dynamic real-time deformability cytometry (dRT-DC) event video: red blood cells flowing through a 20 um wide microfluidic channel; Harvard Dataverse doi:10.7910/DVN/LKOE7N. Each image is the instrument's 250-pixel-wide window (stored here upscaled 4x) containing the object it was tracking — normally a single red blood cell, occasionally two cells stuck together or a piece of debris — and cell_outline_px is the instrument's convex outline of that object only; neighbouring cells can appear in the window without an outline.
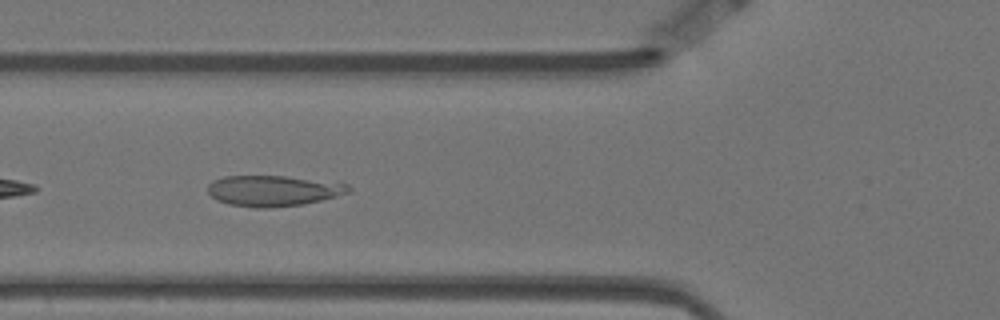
{"species": "Egyptian fruit bat (a non-hibernating species)", "species_latin": "Rousettus aegyptiacus", "temperature_condition": "warm", "stored_images_in_passage": 43, "camera_frame_rate_fps": 3000, "um_per_image_px": 0.085, "animal": {"sex": "female"}, "frame": {"image": 1, "passage_image": 6, "time_ms": 1.667, "image_size_px": [1000, 320], "cell_outline_px": [[352, 192], [304, 204], [264, 208], [256, 208], [228, 204], [216, 200], [208, 192], [208, 184], [212, 180], [224, 176], [284, 176], [348, 184], [352, 188]], "centroid_in_image_um": [23.2, 16.21], "position_along_channel_um": 102.6, "area_um2": 25.14}}
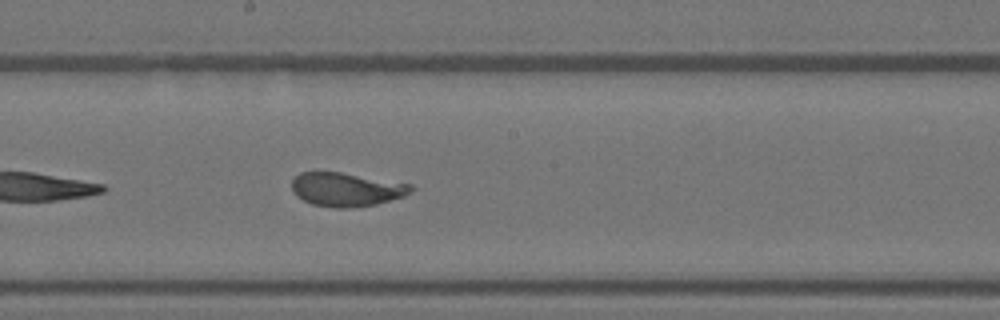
{"frame": {"image": 2, "passage_image": 16, "time_ms": 5.0, "image_size_px": [1000, 320], "cell_outline_px": [[416, 188], [412, 192], [404, 196], [376, 204], [356, 208], [336, 208], [312, 204], [296, 196], [292, 192], [292, 180], [300, 172], [340, 172], [412, 184]], "centroid_in_image_um": [29.46, 16.11], "position_along_channel_um": 218.7, "area_um2": 23.58}}
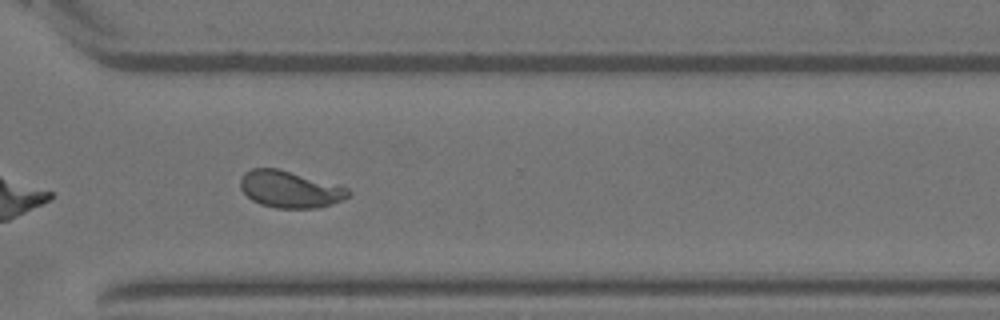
{"frame": {"image": 3, "passage_image": 27, "time_ms": 8.667, "image_size_px": [1000, 320], "cell_outline_px": [[352, 192], [344, 200], [332, 204], [316, 208], [276, 208], [260, 204], [252, 200], [240, 188], [240, 180], [244, 172], [252, 168], [276, 168], [340, 184], [348, 188]], "centroid_in_image_um": [24.68, 16.09], "position_along_channel_um": 345.9, "area_um2": 23.41}, "authors_computed_cell_mechanics": {"area_um2": 23.8714, "velocity_mm_per_s": 3.4804, "shape_relaxation_time_tau1_ms": 5.9369, "shape_relaxation_time_tau2_ms": null, "deformation_change_tau1": 0.1789, "deformation_change_tau2": null}}